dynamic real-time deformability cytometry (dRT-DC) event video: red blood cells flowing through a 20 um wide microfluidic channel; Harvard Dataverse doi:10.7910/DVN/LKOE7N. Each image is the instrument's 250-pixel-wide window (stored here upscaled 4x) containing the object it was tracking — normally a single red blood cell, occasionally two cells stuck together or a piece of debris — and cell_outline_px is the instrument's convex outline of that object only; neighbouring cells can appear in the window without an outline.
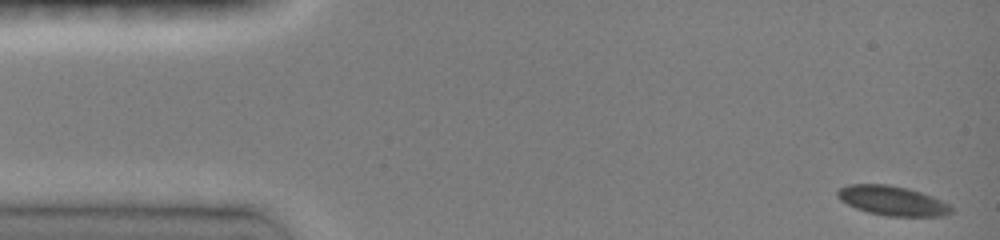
{"species": "common noctule bat (a hibernating species)", "species_latin": "Nyctalus noctula", "temperature_condition": "room temperature", "stored_images_in_passage": 41, "camera_frame_rate_fps": 3000, "um_per_image_px": 0.085, "animal": {"sex": "female", "body_mass_g": 19.0, "forearm_length_mm": 51.5}, "frame": {"image": 1, "passage_image": 1, "time_ms": 0.0, "image_size_px": [1000, 240], "cell_outline_px": [[952, 212], [944, 216], [888, 216], [868, 212], [856, 208], [840, 200], [836, 196], [836, 192], [840, 188], [848, 184], [888, 184], [908, 188], [932, 196], [948, 204], [952, 208]], "centroid_in_image_um": [75.83, 17.05], "position_along_channel_um": 9.2, "area_um2": 19.54}}
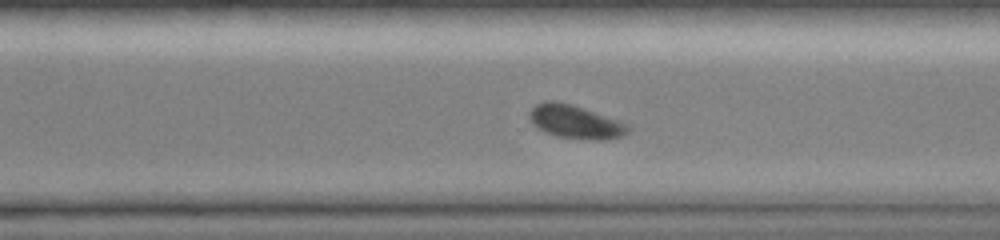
{"frame": {"image": 2, "passage_image": 29, "time_ms": 10.667, "image_size_px": [1000, 240], "cell_outline_px": [[632, 128], [624, 136], [604, 140], [596, 140], [556, 136], [544, 132], [536, 128], [532, 124], [528, 116], [528, 112], [536, 104], [544, 100], [556, 100], [572, 104], [620, 120], [628, 124]], "centroid_in_image_um": [48.9, 10.34], "position_along_channel_um": 321.7, "area_um2": 19.65}}
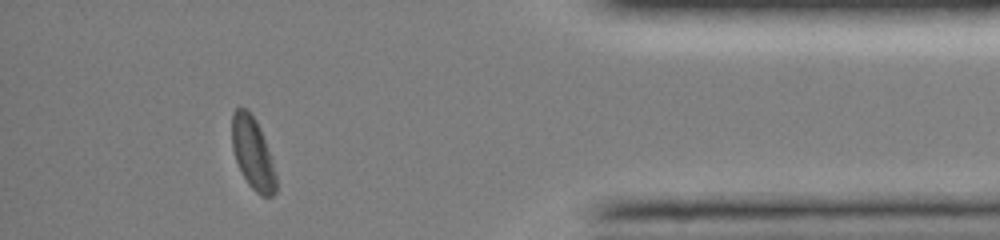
{"frame": {"image": 3, "passage_image": 37, "time_ms": 13.667, "image_size_px": [1000, 240], "cell_outline_px": [[276, 192], [272, 196], [260, 196], [248, 184], [236, 160], [232, 148], [232, 112], [240, 104], [248, 108], [256, 120], [260, 128], [276, 176]], "centroid_in_image_um": [21.45, 12.97], "position_along_channel_um": 413.7, "area_um2": 18.32}, "authors_computed_cell_mechanics": {"area_um2": 19.5942, "velocity_mm_per_s": 3.9972, "shape_relaxation_time_tau1_ms": 2.3032, "shape_relaxation_time_tau2_ms": null, "deformation_change_tau1": 0.095, "deformation_change_tau2": null}}